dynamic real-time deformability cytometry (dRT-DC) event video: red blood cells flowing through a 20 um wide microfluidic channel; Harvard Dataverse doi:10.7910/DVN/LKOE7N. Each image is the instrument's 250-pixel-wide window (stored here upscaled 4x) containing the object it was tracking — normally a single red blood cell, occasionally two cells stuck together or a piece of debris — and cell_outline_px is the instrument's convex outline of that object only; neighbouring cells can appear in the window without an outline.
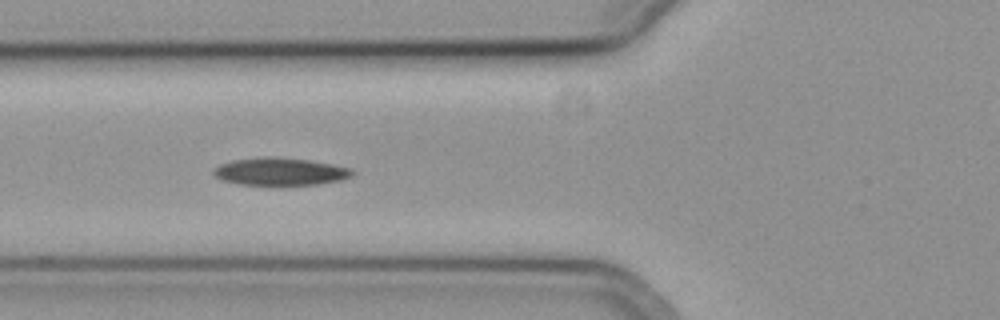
{"species": "common noctule bat (a hibernating species)", "species_latin": "Nyctalus noctula", "temperature_condition": "cold", "stored_images_in_passage": 26, "camera_frame_rate_fps": 3000, "um_per_image_px": 0.085, "animal": {"sex": "female", "body_mass_g": 19.3, "forearm_length_mm": 54.1}, "frame": {"image": 1, "passage_image": 5, "time_ms": 1.333, "image_size_px": [1000, 320], "cell_outline_px": [[356, 172], [352, 176], [340, 180], [316, 184], [272, 188], [240, 184], [220, 180], [212, 172], [212, 168], [220, 164], [232, 160], [260, 156], [272, 156], [308, 160], [332, 164], [352, 168]], "centroid_in_image_um": [23.77, 14.62], "position_along_channel_um": 102.0, "area_um2": 23.41}}
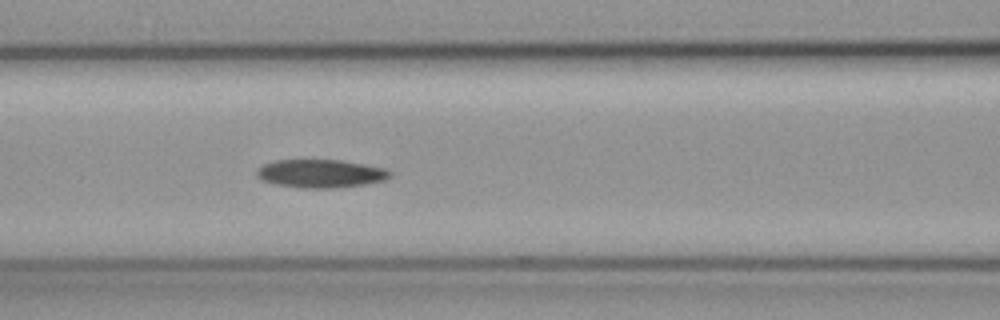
{"frame": {"image": 2, "passage_image": 8, "time_ms": 2.333, "image_size_px": [1000, 320], "cell_outline_px": [[392, 176], [384, 180], [364, 184], [336, 188], [304, 188], [276, 184], [260, 180], [256, 176], [256, 168], [264, 164], [276, 160], [340, 160], [388, 168], [392, 172]], "centroid_in_image_um": [27.26, 14.75], "position_along_channel_um": 139.3, "area_um2": 22.08}}
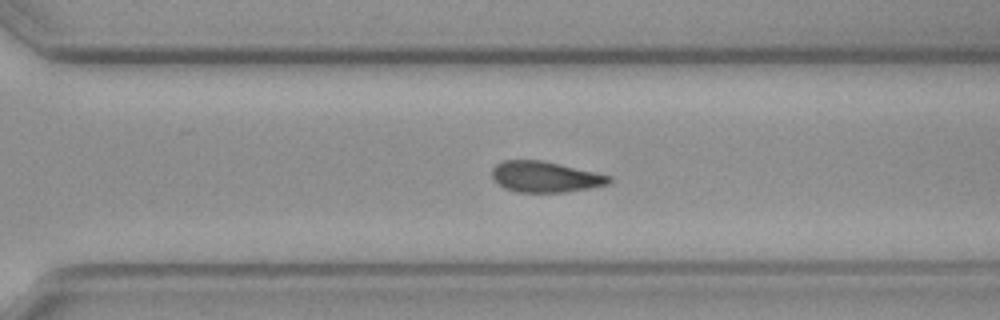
{"frame": {"image": 3, "passage_image": 23, "time_ms": 7.333, "image_size_px": [1000, 320], "cell_outline_px": [[612, 180], [608, 184], [592, 188], [564, 192], [516, 192], [504, 188], [496, 184], [492, 176], [492, 168], [496, 164], [504, 160], [540, 160], [560, 164], [596, 172], [612, 176]], "centroid_in_image_um": [46.33, 15.03], "position_along_channel_um": 324.3, "area_um2": 21.21}}